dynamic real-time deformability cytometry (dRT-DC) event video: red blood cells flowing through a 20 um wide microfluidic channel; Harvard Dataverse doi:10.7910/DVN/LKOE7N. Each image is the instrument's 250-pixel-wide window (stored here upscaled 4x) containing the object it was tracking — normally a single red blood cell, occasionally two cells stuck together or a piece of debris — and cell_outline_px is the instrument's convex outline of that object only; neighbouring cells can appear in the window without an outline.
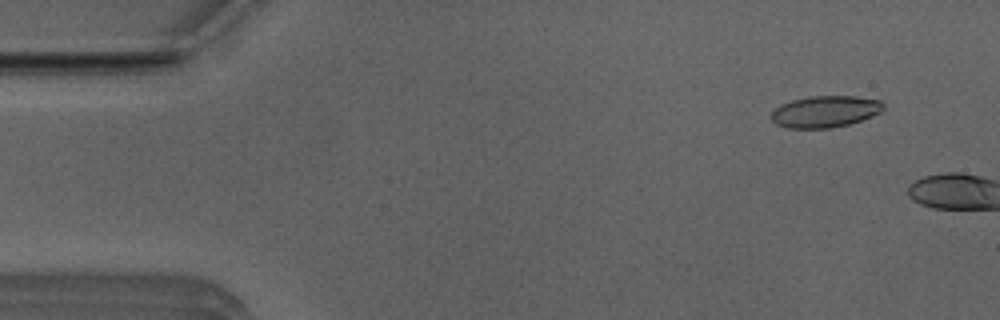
{"species": "Egyptian fruit bat (a non-hibernating species)", "species_latin": "Rousettus aegyptiacus", "temperature_condition": "room temperature", "stored_images_in_passage": 6, "camera_frame_rate_fps": 3000, "um_per_image_px": 0.085, "animal": {"sex": "male"}, "frame": {"image": 1, "passage_image": 4, "time_ms": 1.0, "image_size_px": [1000, 320], "cell_outline_px": [[884, 108], [880, 112], [872, 116], [848, 124], [832, 128], [784, 128], [776, 124], [772, 120], [772, 112], [780, 104], [792, 100], [808, 96], [856, 96], [880, 100], [884, 104]], "centroid_in_image_um": [70.13, 9.48], "position_along_channel_um": 14.9, "area_um2": 20.69}}